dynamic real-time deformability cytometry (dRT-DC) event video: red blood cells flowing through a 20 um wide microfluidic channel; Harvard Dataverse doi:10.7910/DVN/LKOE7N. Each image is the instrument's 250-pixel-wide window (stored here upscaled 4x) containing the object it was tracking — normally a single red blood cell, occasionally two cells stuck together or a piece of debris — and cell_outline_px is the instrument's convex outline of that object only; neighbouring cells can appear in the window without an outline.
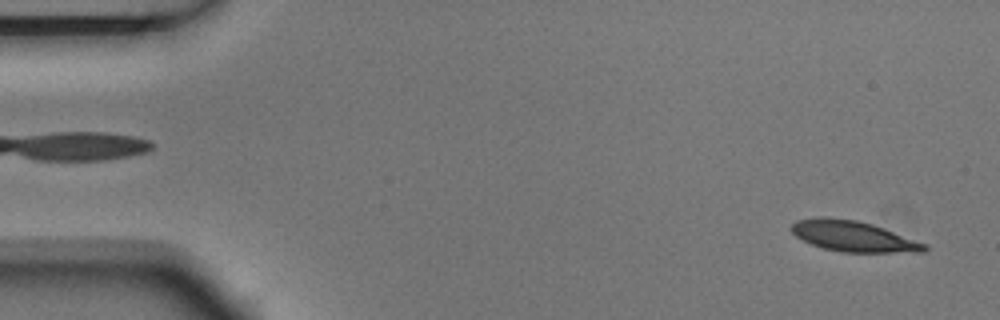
{"species": "Egyptian fruit bat (a non-hibernating species)", "species_latin": "Rousettus aegyptiacus", "temperature_condition": "room temperature", "stored_images_in_passage": 6, "segment_of_instrument_passage": [2, 2], "camera_frame_rate_fps": 3000, "um_per_image_px": 0.085, "animal": {"sex": "male"}, "frame": {"image": 1, "passage_image": 6, "time_ms": 1.667, "image_size_px": [1000, 320], "cell_outline_px": [[928, 248], [924, 252], [840, 252], [824, 248], [812, 244], [796, 236], [788, 228], [796, 220], [816, 216], [824, 216], [856, 220], [872, 224], [884, 228], [928, 244]], "centroid_in_image_um": [72.51, 20.07], "position_along_channel_um": 12.5, "area_um2": 23.93}}